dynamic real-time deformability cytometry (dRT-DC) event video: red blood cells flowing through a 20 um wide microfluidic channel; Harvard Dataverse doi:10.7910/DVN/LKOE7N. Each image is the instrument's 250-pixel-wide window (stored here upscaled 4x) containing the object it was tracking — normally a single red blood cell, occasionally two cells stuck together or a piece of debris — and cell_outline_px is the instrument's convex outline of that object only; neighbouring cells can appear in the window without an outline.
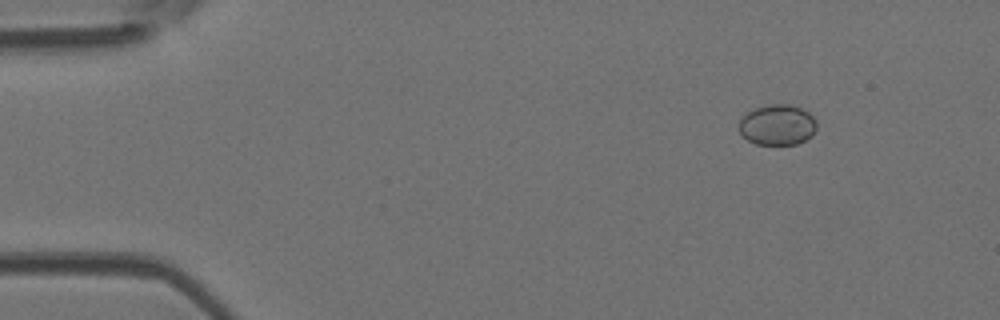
{"species": "Egyptian fruit bat (a non-hibernating species)", "species_latin": "Rousettus aegyptiacus", "temperature_condition": "room temperature", "stored_images_in_passage": 14, "camera_frame_rate_fps": 3000, "um_per_image_px": 0.085, "animal": {"sex": "female"}, "frame": {"image": 1, "passage_image": 1, "time_ms": 0.0, "image_size_px": [1000, 320], "cell_outline_px": [[816, 128], [812, 136], [796, 144], [756, 144], [748, 140], [740, 132], [740, 120], [748, 112], [756, 108], [772, 104], [788, 104], [800, 108], [808, 112], [816, 120]], "centroid_in_image_um": [66.1, 10.62], "position_along_channel_um": 18.9, "area_um2": 18.09}}
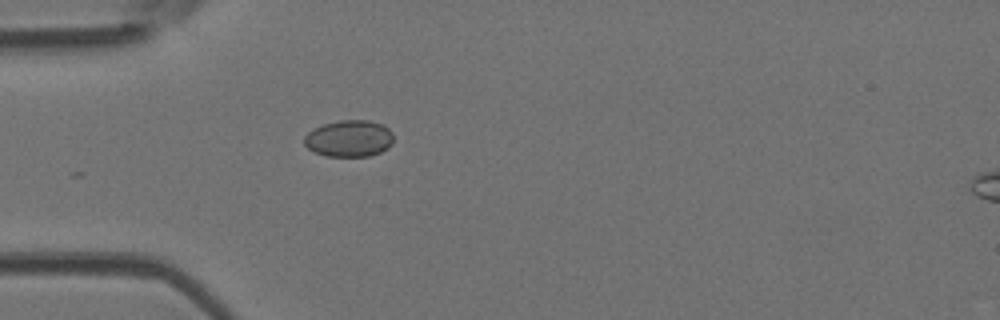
{"frame": {"image": 2, "passage_image": 10, "time_ms": 3.0, "image_size_px": [1000, 320], "cell_outline_px": [[392, 144], [388, 148], [380, 152], [368, 156], [324, 156], [308, 148], [304, 144], [304, 136], [308, 132], [324, 124], [340, 120], [368, 120], [384, 124], [392, 132]], "centroid_in_image_um": [29.69, 11.77], "position_along_channel_um": 55.3, "area_um2": 19.07}}
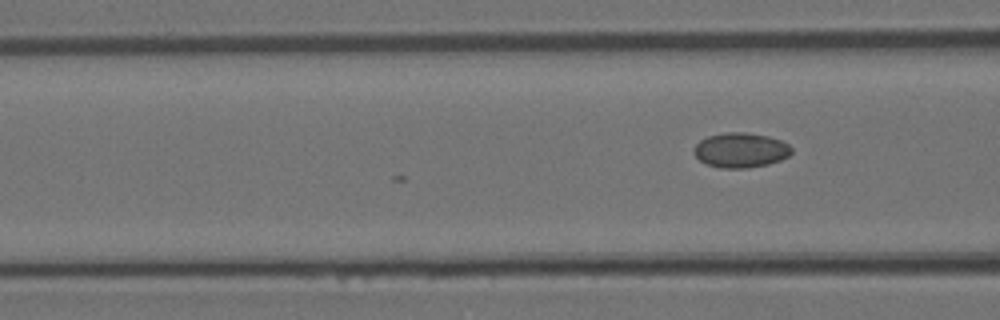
{"frame": {"image": 3, "passage_image": 14, "time_ms": 4.333, "image_size_px": [1000, 320], "cell_outline_px": [[792, 152], [788, 156], [780, 160], [768, 164], [748, 168], [720, 168], [708, 164], [700, 160], [692, 152], [692, 148], [700, 140], [708, 136], [724, 132], [744, 132], [768, 136], [780, 140], [788, 144], [792, 148]], "centroid_in_image_um": [62.94, 12.76], "position_along_channel_um": 103.7, "area_um2": 19.88}}